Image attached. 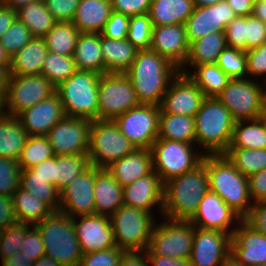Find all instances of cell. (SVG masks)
<instances>
[{"mask_svg": "<svg viewBox=\"0 0 266 266\" xmlns=\"http://www.w3.org/2000/svg\"><path fill=\"white\" fill-rule=\"evenodd\" d=\"M223 1V0H193L195 7H206L215 5L216 3Z\"/></svg>", "mask_w": 266, "mask_h": 266, "instance_id": "cell-75", "label": "cell"}, {"mask_svg": "<svg viewBox=\"0 0 266 266\" xmlns=\"http://www.w3.org/2000/svg\"><path fill=\"white\" fill-rule=\"evenodd\" d=\"M228 148L266 149V123L263 118L236 121Z\"/></svg>", "mask_w": 266, "mask_h": 266, "instance_id": "cell-36", "label": "cell"}, {"mask_svg": "<svg viewBox=\"0 0 266 266\" xmlns=\"http://www.w3.org/2000/svg\"><path fill=\"white\" fill-rule=\"evenodd\" d=\"M105 74L125 73L134 61L138 49L127 39H110L101 36Z\"/></svg>", "mask_w": 266, "mask_h": 266, "instance_id": "cell-32", "label": "cell"}, {"mask_svg": "<svg viewBox=\"0 0 266 266\" xmlns=\"http://www.w3.org/2000/svg\"><path fill=\"white\" fill-rule=\"evenodd\" d=\"M158 138L195 144L194 117L160 112Z\"/></svg>", "mask_w": 266, "mask_h": 266, "instance_id": "cell-35", "label": "cell"}, {"mask_svg": "<svg viewBox=\"0 0 266 266\" xmlns=\"http://www.w3.org/2000/svg\"><path fill=\"white\" fill-rule=\"evenodd\" d=\"M101 75L77 70L56 87L66 116L98 120V86Z\"/></svg>", "mask_w": 266, "mask_h": 266, "instance_id": "cell-6", "label": "cell"}, {"mask_svg": "<svg viewBox=\"0 0 266 266\" xmlns=\"http://www.w3.org/2000/svg\"><path fill=\"white\" fill-rule=\"evenodd\" d=\"M154 218L150 212L121 205L110 216L116 246L125 251H145L156 223Z\"/></svg>", "mask_w": 266, "mask_h": 266, "instance_id": "cell-7", "label": "cell"}, {"mask_svg": "<svg viewBox=\"0 0 266 266\" xmlns=\"http://www.w3.org/2000/svg\"><path fill=\"white\" fill-rule=\"evenodd\" d=\"M34 226L41 234L46 256L63 266H79L83 252L76 237L74 218L53 211Z\"/></svg>", "mask_w": 266, "mask_h": 266, "instance_id": "cell-5", "label": "cell"}, {"mask_svg": "<svg viewBox=\"0 0 266 266\" xmlns=\"http://www.w3.org/2000/svg\"><path fill=\"white\" fill-rule=\"evenodd\" d=\"M139 104L136 91L124 73L101 75L98 86V120H114Z\"/></svg>", "mask_w": 266, "mask_h": 266, "instance_id": "cell-12", "label": "cell"}, {"mask_svg": "<svg viewBox=\"0 0 266 266\" xmlns=\"http://www.w3.org/2000/svg\"><path fill=\"white\" fill-rule=\"evenodd\" d=\"M159 113V106L139 104L116 117L114 122L137 149H151L158 138Z\"/></svg>", "mask_w": 266, "mask_h": 266, "instance_id": "cell-14", "label": "cell"}, {"mask_svg": "<svg viewBox=\"0 0 266 266\" xmlns=\"http://www.w3.org/2000/svg\"><path fill=\"white\" fill-rule=\"evenodd\" d=\"M262 118H263V120H264L265 123H266V105H265L264 111H263V113H262Z\"/></svg>", "mask_w": 266, "mask_h": 266, "instance_id": "cell-76", "label": "cell"}, {"mask_svg": "<svg viewBox=\"0 0 266 266\" xmlns=\"http://www.w3.org/2000/svg\"><path fill=\"white\" fill-rule=\"evenodd\" d=\"M111 12V0H80L71 22L81 33L100 34Z\"/></svg>", "mask_w": 266, "mask_h": 266, "instance_id": "cell-29", "label": "cell"}, {"mask_svg": "<svg viewBox=\"0 0 266 266\" xmlns=\"http://www.w3.org/2000/svg\"><path fill=\"white\" fill-rule=\"evenodd\" d=\"M156 222L148 249L159 256L177 259L190 258L195 226L190 221L172 220L166 217Z\"/></svg>", "mask_w": 266, "mask_h": 266, "instance_id": "cell-11", "label": "cell"}, {"mask_svg": "<svg viewBox=\"0 0 266 266\" xmlns=\"http://www.w3.org/2000/svg\"><path fill=\"white\" fill-rule=\"evenodd\" d=\"M236 16L226 0L211 6L195 7L185 23L189 44L208 34L225 32L226 26Z\"/></svg>", "mask_w": 266, "mask_h": 266, "instance_id": "cell-18", "label": "cell"}, {"mask_svg": "<svg viewBox=\"0 0 266 266\" xmlns=\"http://www.w3.org/2000/svg\"><path fill=\"white\" fill-rule=\"evenodd\" d=\"M11 198L18 222L35 225L53 212L46 203L20 187L12 194Z\"/></svg>", "mask_w": 266, "mask_h": 266, "instance_id": "cell-38", "label": "cell"}, {"mask_svg": "<svg viewBox=\"0 0 266 266\" xmlns=\"http://www.w3.org/2000/svg\"><path fill=\"white\" fill-rule=\"evenodd\" d=\"M189 47L185 24L153 26L150 49L179 70L188 58Z\"/></svg>", "mask_w": 266, "mask_h": 266, "instance_id": "cell-22", "label": "cell"}, {"mask_svg": "<svg viewBox=\"0 0 266 266\" xmlns=\"http://www.w3.org/2000/svg\"><path fill=\"white\" fill-rule=\"evenodd\" d=\"M32 266H63L61 263L55 261L46 255L33 262Z\"/></svg>", "mask_w": 266, "mask_h": 266, "instance_id": "cell-70", "label": "cell"}, {"mask_svg": "<svg viewBox=\"0 0 266 266\" xmlns=\"http://www.w3.org/2000/svg\"><path fill=\"white\" fill-rule=\"evenodd\" d=\"M230 253L245 266L264 265L266 264V235L254 231L241 220L231 236Z\"/></svg>", "mask_w": 266, "mask_h": 266, "instance_id": "cell-25", "label": "cell"}, {"mask_svg": "<svg viewBox=\"0 0 266 266\" xmlns=\"http://www.w3.org/2000/svg\"><path fill=\"white\" fill-rule=\"evenodd\" d=\"M264 23H265L264 33H265V36H266V21Z\"/></svg>", "mask_w": 266, "mask_h": 266, "instance_id": "cell-77", "label": "cell"}, {"mask_svg": "<svg viewBox=\"0 0 266 266\" xmlns=\"http://www.w3.org/2000/svg\"><path fill=\"white\" fill-rule=\"evenodd\" d=\"M80 33L72 22H57L43 38L48 51L73 56Z\"/></svg>", "mask_w": 266, "mask_h": 266, "instance_id": "cell-40", "label": "cell"}, {"mask_svg": "<svg viewBox=\"0 0 266 266\" xmlns=\"http://www.w3.org/2000/svg\"><path fill=\"white\" fill-rule=\"evenodd\" d=\"M44 243L38 229L32 225L27 231L20 252L31 260L36 261L45 255Z\"/></svg>", "mask_w": 266, "mask_h": 266, "instance_id": "cell-56", "label": "cell"}, {"mask_svg": "<svg viewBox=\"0 0 266 266\" xmlns=\"http://www.w3.org/2000/svg\"><path fill=\"white\" fill-rule=\"evenodd\" d=\"M252 15L263 22L266 21V0L254 1Z\"/></svg>", "mask_w": 266, "mask_h": 266, "instance_id": "cell-68", "label": "cell"}, {"mask_svg": "<svg viewBox=\"0 0 266 266\" xmlns=\"http://www.w3.org/2000/svg\"><path fill=\"white\" fill-rule=\"evenodd\" d=\"M21 172L18 161L0 157V195L12 196L20 187Z\"/></svg>", "mask_w": 266, "mask_h": 266, "instance_id": "cell-49", "label": "cell"}, {"mask_svg": "<svg viewBox=\"0 0 266 266\" xmlns=\"http://www.w3.org/2000/svg\"><path fill=\"white\" fill-rule=\"evenodd\" d=\"M209 191V177L202 162L193 170L164 183L162 217L190 221L198 210L199 203Z\"/></svg>", "mask_w": 266, "mask_h": 266, "instance_id": "cell-2", "label": "cell"}, {"mask_svg": "<svg viewBox=\"0 0 266 266\" xmlns=\"http://www.w3.org/2000/svg\"><path fill=\"white\" fill-rule=\"evenodd\" d=\"M31 224L16 222L0 231V260L20 251Z\"/></svg>", "mask_w": 266, "mask_h": 266, "instance_id": "cell-47", "label": "cell"}, {"mask_svg": "<svg viewBox=\"0 0 266 266\" xmlns=\"http://www.w3.org/2000/svg\"><path fill=\"white\" fill-rule=\"evenodd\" d=\"M255 79H230L216 98L228 108L235 121L262 117L266 105V87Z\"/></svg>", "mask_w": 266, "mask_h": 266, "instance_id": "cell-9", "label": "cell"}, {"mask_svg": "<svg viewBox=\"0 0 266 266\" xmlns=\"http://www.w3.org/2000/svg\"><path fill=\"white\" fill-rule=\"evenodd\" d=\"M249 194L253 203L266 201V169L248 178Z\"/></svg>", "mask_w": 266, "mask_h": 266, "instance_id": "cell-60", "label": "cell"}, {"mask_svg": "<svg viewBox=\"0 0 266 266\" xmlns=\"http://www.w3.org/2000/svg\"><path fill=\"white\" fill-rule=\"evenodd\" d=\"M137 148L124 136L114 120H93L88 157L91 165L106 168Z\"/></svg>", "mask_w": 266, "mask_h": 266, "instance_id": "cell-10", "label": "cell"}, {"mask_svg": "<svg viewBox=\"0 0 266 266\" xmlns=\"http://www.w3.org/2000/svg\"><path fill=\"white\" fill-rule=\"evenodd\" d=\"M153 24L149 14L130 17L127 39L138 49H150Z\"/></svg>", "mask_w": 266, "mask_h": 266, "instance_id": "cell-48", "label": "cell"}, {"mask_svg": "<svg viewBox=\"0 0 266 266\" xmlns=\"http://www.w3.org/2000/svg\"><path fill=\"white\" fill-rule=\"evenodd\" d=\"M73 58L77 70L105 74V65L101 51V34L80 33Z\"/></svg>", "mask_w": 266, "mask_h": 266, "instance_id": "cell-30", "label": "cell"}, {"mask_svg": "<svg viewBox=\"0 0 266 266\" xmlns=\"http://www.w3.org/2000/svg\"><path fill=\"white\" fill-rule=\"evenodd\" d=\"M106 169L122 187H125L153 171L151 150L136 149L111 163Z\"/></svg>", "mask_w": 266, "mask_h": 266, "instance_id": "cell-26", "label": "cell"}, {"mask_svg": "<svg viewBox=\"0 0 266 266\" xmlns=\"http://www.w3.org/2000/svg\"><path fill=\"white\" fill-rule=\"evenodd\" d=\"M152 0H111L112 11L132 17L149 12Z\"/></svg>", "mask_w": 266, "mask_h": 266, "instance_id": "cell-58", "label": "cell"}, {"mask_svg": "<svg viewBox=\"0 0 266 266\" xmlns=\"http://www.w3.org/2000/svg\"><path fill=\"white\" fill-rule=\"evenodd\" d=\"M226 47L225 32L211 33L192 42L189 47L188 58L180 72L187 74L189 69L196 65L216 63L219 55Z\"/></svg>", "mask_w": 266, "mask_h": 266, "instance_id": "cell-31", "label": "cell"}, {"mask_svg": "<svg viewBox=\"0 0 266 266\" xmlns=\"http://www.w3.org/2000/svg\"><path fill=\"white\" fill-rule=\"evenodd\" d=\"M216 64L231 79L247 77L246 51L227 46L219 55Z\"/></svg>", "mask_w": 266, "mask_h": 266, "instance_id": "cell-46", "label": "cell"}, {"mask_svg": "<svg viewBox=\"0 0 266 266\" xmlns=\"http://www.w3.org/2000/svg\"><path fill=\"white\" fill-rule=\"evenodd\" d=\"M129 21V16L112 11L100 34L110 39H125L128 34Z\"/></svg>", "mask_w": 266, "mask_h": 266, "instance_id": "cell-53", "label": "cell"}, {"mask_svg": "<svg viewBox=\"0 0 266 266\" xmlns=\"http://www.w3.org/2000/svg\"><path fill=\"white\" fill-rule=\"evenodd\" d=\"M150 266H192L190 259H177L168 256L154 255L148 248L145 250Z\"/></svg>", "mask_w": 266, "mask_h": 266, "instance_id": "cell-63", "label": "cell"}, {"mask_svg": "<svg viewBox=\"0 0 266 266\" xmlns=\"http://www.w3.org/2000/svg\"><path fill=\"white\" fill-rule=\"evenodd\" d=\"M0 66H10V56L5 52L0 43Z\"/></svg>", "mask_w": 266, "mask_h": 266, "instance_id": "cell-74", "label": "cell"}, {"mask_svg": "<svg viewBox=\"0 0 266 266\" xmlns=\"http://www.w3.org/2000/svg\"><path fill=\"white\" fill-rule=\"evenodd\" d=\"M74 228L83 254L103 251L116 246L109 216L93 214L76 217L74 218Z\"/></svg>", "mask_w": 266, "mask_h": 266, "instance_id": "cell-20", "label": "cell"}, {"mask_svg": "<svg viewBox=\"0 0 266 266\" xmlns=\"http://www.w3.org/2000/svg\"><path fill=\"white\" fill-rule=\"evenodd\" d=\"M119 266H150V264L145 251H125Z\"/></svg>", "mask_w": 266, "mask_h": 266, "instance_id": "cell-64", "label": "cell"}, {"mask_svg": "<svg viewBox=\"0 0 266 266\" xmlns=\"http://www.w3.org/2000/svg\"><path fill=\"white\" fill-rule=\"evenodd\" d=\"M180 70L151 49L138 50L124 73L131 81L140 104L159 106L172 80Z\"/></svg>", "mask_w": 266, "mask_h": 266, "instance_id": "cell-1", "label": "cell"}, {"mask_svg": "<svg viewBox=\"0 0 266 266\" xmlns=\"http://www.w3.org/2000/svg\"><path fill=\"white\" fill-rule=\"evenodd\" d=\"M231 235L195 227L190 255L192 266H221L230 253Z\"/></svg>", "mask_w": 266, "mask_h": 266, "instance_id": "cell-19", "label": "cell"}, {"mask_svg": "<svg viewBox=\"0 0 266 266\" xmlns=\"http://www.w3.org/2000/svg\"><path fill=\"white\" fill-rule=\"evenodd\" d=\"M125 250L115 246L103 251L83 254L79 266H119Z\"/></svg>", "mask_w": 266, "mask_h": 266, "instance_id": "cell-51", "label": "cell"}, {"mask_svg": "<svg viewBox=\"0 0 266 266\" xmlns=\"http://www.w3.org/2000/svg\"><path fill=\"white\" fill-rule=\"evenodd\" d=\"M255 0H226L237 16L252 15Z\"/></svg>", "mask_w": 266, "mask_h": 266, "instance_id": "cell-66", "label": "cell"}, {"mask_svg": "<svg viewBox=\"0 0 266 266\" xmlns=\"http://www.w3.org/2000/svg\"><path fill=\"white\" fill-rule=\"evenodd\" d=\"M28 134L19 119L6 115L0 118V157L19 160Z\"/></svg>", "mask_w": 266, "mask_h": 266, "instance_id": "cell-34", "label": "cell"}, {"mask_svg": "<svg viewBox=\"0 0 266 266\" xmlns=\"http://www.w3.org/2000/svg\"><path fill=\"white\" fill-rule=\"evenodd\" d=\"M48 52L44 38L33 37L21 50L10 57L9 75L41 74Z\"/></svg>", "mask_w": 266, "mask_h": 266, "instance_id": "cell-28", "label": "cell"}, {"mask_svg": "<svg viewBox=\"0 0 266 266\" xmlns=\"http://www.w3.org/2000/svg\"><path fill=\"white\" fill-rule=\"evenodd\" d=\"M265 23L253 15L246 16V50L266 42Z\"/></svg>", "mask_w": 266, "mask_h": 266, "instance_id": "cell-57", "label": "cell"}, {"mask_svg": "<svg viewBox=\"0 0 266 266\" xmlns=\"http://www.w3.org/2000/svg\"><path fill=\"white\" fill-rule=\"evenodd\" d=\"M20 188L46 203L53 211H59L60 191L47 180L34 176L31 168L22 169Z\"/></svg>", "mask_w": 266, "mask_h": 266, "instance_id": "cell-41", "label": "cell"}, {"mask_svg": "<svg viewBox=\"0 0 266 266\" xmlns=\"http://www.w3.org/2000/svg\"><path fill=\"white\" fill-rule=\"evenodd\" d=\"M194 8L193 0H152L148 14L153 26L185 24Z\"/></svg>", "mask_w": 266, "mask_h": 266, "instance_id": "cell-33", "label": "cell"}, {"mask_svg": "<svg viewBox=\"0 0 266 266\" xmlns=\"http://www.w3.org/2000/svg\"><path fill=\"white\" fill-rule=\"evenodd\" d=\"M52 156L54 153L47 135L29 136L18 164L22 169H28Z\"/></svg>", "mask_w": 266, "mask_h": 266, "instance_id": "cell-45", "label": "cell"}, {"mask_svg": "<svg viewBox=\"0 0 266 266\" xmlns=\"http://www.w3.org/2000/svg\"><path fill=\"white\" fill-rule=\"evenodd\" d=\"M205 167L209 177V190L243 219L253 205L249 194V181L224 154L205 155Z\"/></svg>", "mask_w": 266, "mask_h": 266, "instance_id": "cell-4", "label": "cell"}, {"mask_svg": "<svg viewBox=\"0 0 266 266\" xmlns=\"http://www.w3.org/2000/svg\"><path fill=\"white\" fill-rule=\"evenodd\" d=\"M221 266H245L241 261L229 253Z\"/></svg>", "mask_w": 266, "mask_h": 266, "instance_id": "cell-72", "label": "cell"}, {"mask_svg": "<svg viewBox=\"0 0 266 266\" xmlns=\"http://www.w3.org/2000/svg\"><path fill=\"white\" fill-rule=\"evenodd\" d=\"M76 71L73 56L59 55L49 51L43 62L41 74L57 87Z\"/></svg>", "mask_w": 266, "mask_h": 266, "instance_id": "cell-44", "label": "cell"}, {"mask_svg": "<svg viewBox=\"0 0 266 266\" xmlns=\"http://www.w3.org/2000/svg\"><path fill=\"white\" fill-rule=\"evenodd\" d=\"M91 166L88 155H55V187L61 191Z\"/></svg>", "mask_w": 266, "mask_h": 266, "instance_id": "cell-43", "label": "cell"}, {"mask_svg": "<svg viewBox=\"0 0 266 266\" xmlns=\"http://www.w3.org/2000/svg\"><path fill=\"white\" fill-rule=\"evenodd\" d=\"M224 155L247 178L266 169V149L228 148Z\"/></svg>", "mask_w": 266, "mask_h": 266, "instance_id": "cell-42", "label": "cell"}, {"mask_svg": "<svg viewBox=\"0 0 266 266\" xmlns=\"http://www.w3.org/2000/svg\"><path fill=\"white\" fill-rule=\"evenodd\" d=\"M194 119L195 144L202 148L201 152L224 154L231 144L236 122L228 108L216 97H206Z\"/></svg>", "mask_w": 266, "mask_h": 266, "instance_id": "cell-3", "label": "cell"}, {"mask_svg": "<svg viewBox=\"0 0 266 266\" xmlns=\"http://www.w3.org/2000/svg\"><path fill=\"white\" fill-rule=\"evenodd\" d=\"M10 66H0V89L6 90Z\"/></svg>", "mask_w": 266, "mask_h": 266, "instance_id": "cell-71", "label": "cell"}, {"mask_svg": "<svg viewBox=\"0 0 266 266\" xmlns=\"http://www.w3.org/2000/svg\"><path fill=\"white\" fill-rule=\"evenodd\" d=\"M95 214L111 216L123 205V187L106 168L95 167Z\"/></svg>", "mask_w": 266, "mask_h": 266, "instance_id": "cell-27", "label": "cell"}, {"mask_svg": "<svg viewBox=\"0 0 266 266\" xmlns=\"http://www.w3.org/2000/svg\"><path fill=\"white\" fill-rule=\"evenodd\" d=\"M33 38L29 29L18 19L3 34L0 43L5 52L11 57L21 50Z\"/></svg>", "mask_w": 266, "mask_h": 266, "instance_id": "cell-50", "label": "cell"}, {"mask_svg": "<svg viewBox=\"0 0 266 266\" xmlns=\"http://www.w3.org/2000/svg\"><path fill=\"white\" fill-rule=\"evenodd\" d=\"M94 184L95 166L91 165L60 191L59 211L71 218L95 214Z\"/></svg>", "mask_w": 266, "mask_h": 266, "instance_id": "cell-16", "label": "cell"}, {"mask_svg": "<svg viewBox=\"0 0 266 266\" xmlns=\"http://www.w3.org/2000/svg\"><path fill=\"white\" fill-rule=\"evenodd\" d=\"M33 260L31 258L26 257L20 251L14 254L13 256H9L7 258H3L1 260L2 266H32Z\"/></svg>", "mask_w": 266, "mask_h": 266, "instance_id": "cell-67", "label": "cell"}, {"mask_svg": "<svg viewBox=\"0 0 266 266\" xmlns=\"http://www.w3.org/2000/svg\"><path fill=\"white\" fill-rule=\"evenodd\" d=\"M227 46L246 51V17L236 16L225 29Z\"/></svg>", "mask_w": 266, "mask_h": 266, "instance_id": "cell-54", "label": "cell"}, {"mask_svg": "<svg viewBox=\"0 0 266 266\" xmlns=\"http://www.w3.org/2000/svg\"><path fill=\"white\" fill-rule=\"evenodd\" d=\"M163 201L164 183L154 171L123 187V205L150 213H153V209L157 206L161 216Z\"/></svg>", "mask_w": 266, "mask_h": 266, "instance_id": "cell-24", "label": "cell"}, {"mask_svg": "<svg viewBox=\"0 0 266 266\" xmlns=\"http://www.w3.org/2000/svg\"><path fill=\"white\" fill-rule=\"evenodd\" d=\"M241 220L218 194L209 190L199 203L198 210L190 222L195 227L219 230L232 236L236 228L233 225Z\"/></svg>", "mask_w": 266, "mask_h": 266, "instance_id": "cell-21", "label": "cell"}, {"mask_svg": "<svg viewBox=\"0 0 266 266\" xmlns=\"http://www.w3.org/2000/svg\"><path fill=\"white\" fill-rule=\"evenodd\" d=\"M205 98L203 91L187 74L179 72L159 105L160 112L195 117Z\"/></svg>", "mask_w": 266, "mask_h": 266, "instance_id": "cell-17", "label": "cell"}, {"mask_svg": "<svg viewBox=\"0 0 266 266\" xmlns=\"http://www.w3.org/2000/svg\"><path fill=\"white\" fill-rule=\"evenodd\" d=\"M34 176L47 180V183L55 186V155L31 168Z\"/></svg>", "mask_w": 266, "mask_h": 266, "instance_id": "cell-62", "label": "cell"}, {"mask_svg": "<svg viewBox=\"0 0 266 266\" xmlns=\"http://www.w3.org/2000/svg\"><path fill=\"white\" fill-rule=\"evenodd\" d=\"M44 2L57 22H71L80 0H44Z\"/></svg>", "mask_w": 266, "mask_h": 266, "instance_id": "cell-55", "label": "cell"}, {"mask_svg": "<svg viewBox=\"0 0 266 266\" xmlns=\"http://www.w3.org/2000/svg\"><path fill=\"white\" fill-rule=\"evenodd\" d=\"M242 220L254 231L266 235V201L253 203Z\"/></svg>", "mask_w": 266, "mask_h": 266, "instance_id": "cell-59", "label": "cell"}, {"mask_svg": "<svg viewBox=\"0 0 266 266\" xmlns=\"http://www.w3.org/2000/svg\"><path fill=\"white\" fill-rule=\"evenodd\" d=\"M247 57V77L258 80L257 78L266 77V42L258 47L246 50ZM254 77V78H252ZM264 79L263 81H265ZM266 83V81L264 82Z\"/></svg>", "mask_w": 266, "mask_h": 266, "instance_id": "cell-52", "label": "cell"}, {"mask_svg": "<svg viewBox=\"0 0 266 266\" xmlns=\"http://www.w3.org/2000/svg\"><path fill=\"white\" fill-rule=\"evenodd\" d=\"M16 222L12 198L0 195V231Z\"/></svg>", "mask_w": 266, "mask_h": 266, "instance_id": "cell-61", "label": "cell"}, {"mask_svg": "<svg viewBox=\"0 0 266 266\" xmlns=\"http://www.w3.org/2000/svg\"><path fill=\"white\" fill-rule=\"evenodd\" d=\"M63 104L57 92L20 113L19 119L28 136L47 135L49 130L65 117Z\"/></svg>", "mask_w": 266, "mask_h": 266, "instance_id": "cell-23", "label": "cell"}, {"mask_svg": "<svg viewBox=\"0 0 266 266\" xmlns=\"http://www.w3.org/2000/svg\"><path fill=\"white\" fill-rule=\"evenodd\" d=\"M196 144L157 138L152 144L153 171L162 182L193 170L203 159L204 154L195 149ZM195 149V151H194Z\"/></svg>", "mask_w": 266, "mask_h": 266, "instance_id": "cell-8", "label": "cell"}, {"mask_svg": "<svg viewBox=\"0 0 266 266\" xmlns=\"http://www.w3.org/2000/svg\"><path fill=\"white\" fill-rule=\"evenodd\" d=\"M5 6L14 9L15 11L19 10L20 8L34 3L40 0H0Z\"/></svg>", "mask_w": 266, "mask_h": 266, "instance_id": "cell-69", "label": "cell"}, {"mask_svg": "<svg viewBox=\"0 0 266 266\" xmlns=\"http://www.w3.org/2000/svg\"><path fill=\"white\" fill-rule=\"evenodd\" d=\"M17 19V11L5 6L0 1V39Z\"/></svg>", "mask_w": 266, "mask_h": 266, "instance_id": "cell-65", "label": "cell"}, {"mask_svg": "<svg viewBox=\"0 0 266 266\" xmlns=\"http://www.w3.org/2000/svg\"><path fill=\"white\" fill-rule=\"evenodd\" d=\"M17 19L31 32L33 37L43 38L57 23L47 10L44 0L30 3L17 10Z\"/></svg>", "mask_w": 266, "mask_h": 266, "instance_id": "cell-39", "label": "cell"}, {"mask_svg": "<svg viewBox=\"0 0 266 266\" xmlns=\"http://www.w3.org/2000/svg\"><path fill=\"white\" fill-rule=\"evenodd\" d=\"M92 120L65 116L48 132L54 155H88Z\"/></svg>", "mask_w": 266, "mask_h": 266, "instance_id": "cell-15", "label": "cell"}, {"mask_svg": "<svg viewBox=\"0 0 266 266\" xmlns=\"http://www.w3.org/2000/svg\"><path fill=\"white\" fill-rule=\"evenodd\" d=\"M56 92V87L42 74L8 77L6 109L10 116L17 117L38 102Z\"/></svg>", "mask_w": 266, "mask_h": 266, "instance_id": "cell-13", "label": "cell"}, {"mask_svg": "<svg viewBox=\"0 0 266 266\" xmlns=\"http://www.w3.org/2000/svg\"><path fill=\"white\" fill-rule=\"evenodd\" d=\"M187 76L203 91L205 97H216L231 79L216 63L194 66Z\"/></svg>", "mask_w": 266, "mask_h": 266, "instance_id": "cell-37", "label": "cell"}, {"mask_svg": "<svg viewBox=\"0 0 266 266\" xmlns=\"http://www.w3.org/2000/svg\"><path fill=\"white\" fill-rule=\"evenodd\" d=\"M8 115L6 109V90L0 89V118Z\"/></svg>", "mask_w": 266, "mask_h": 266, "instance_id": "cell-73", "label": "cell"}]
</instances>
